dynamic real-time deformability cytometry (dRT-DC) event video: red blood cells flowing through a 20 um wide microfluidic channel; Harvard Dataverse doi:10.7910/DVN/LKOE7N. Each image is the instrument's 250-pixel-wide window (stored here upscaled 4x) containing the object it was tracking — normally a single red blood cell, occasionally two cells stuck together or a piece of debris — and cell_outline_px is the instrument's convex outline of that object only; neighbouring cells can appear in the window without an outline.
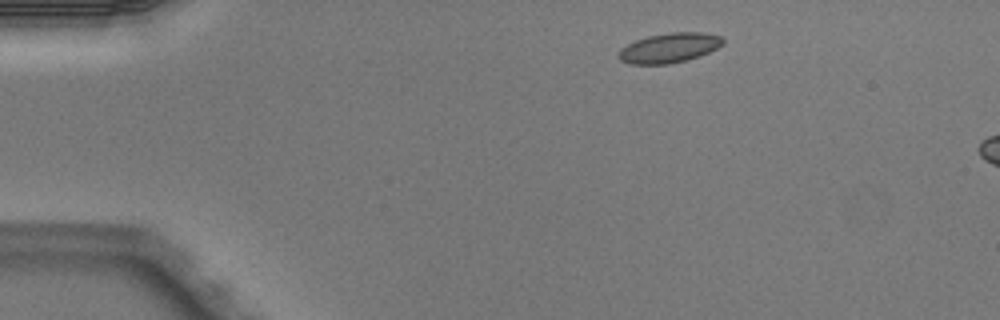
{"species": "Egyptian fruit bat (a non-hibernating species)", "species_latin": "Rousettus aegyptiacus", "temperature_condition": "warm", "stored_images_in_passage": 3, "camera_frame_rate_fps": 3000, "um_per_image_px": 0.085, "animal": {"sex": "male"}, "frame": {"image": 1, "passage_image": 1, "time_ms": 0.0, "image_size_px": [1000, 320], "cell_outline_px": [[724, 44], [700, 56], [688, 60], [668, 64], [628, 64], [620, 60], [616, 56], [620, 48], [636, 40], [648, 36], [672, 32], [700, 32], [720, 36], [724, 40]], "centroid_in_image_um": [56.86, 4.08], "position_along_channel_um": 28.1, "area_um2": 18.15}}